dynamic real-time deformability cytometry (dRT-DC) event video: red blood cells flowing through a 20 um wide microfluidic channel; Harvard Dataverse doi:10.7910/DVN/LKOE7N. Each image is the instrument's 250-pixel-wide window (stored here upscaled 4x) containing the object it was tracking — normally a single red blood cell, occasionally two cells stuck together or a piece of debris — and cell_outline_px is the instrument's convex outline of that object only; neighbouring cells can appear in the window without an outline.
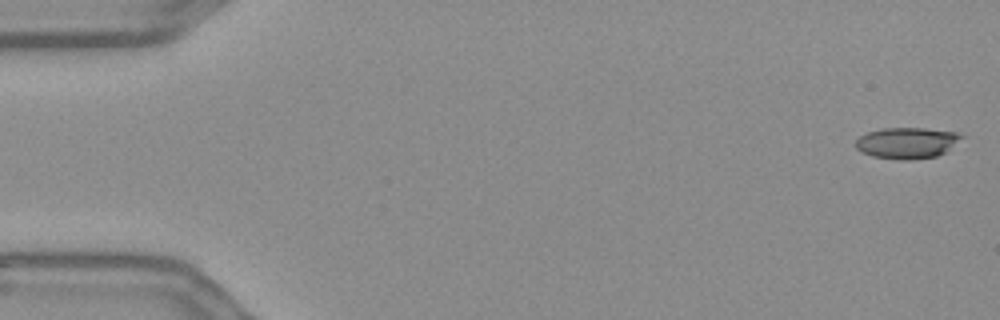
{"species": "Egyptian fruit bat (a non-hibernating species)", "species_latin": "Rousettus aegyptiacus", "temperature_condition": "warm", "stored_images_in_passage": 55, "camera_frame_rate_fps": 3000, "um_per_image_px": 0.085, "frame": {"image": 1, "passage_image": 1, "time_ms": 0.0, "image_size_px": [1000, 320], "cell_outline_px": [[968, 136], [948, 152], [936, 156], [912, 160], [900, 160], [872, 156], [860, 152], [856, 148], [856, 140], [860, 136], [868, 132], [880, 128], [924, 128], [960, 132]], "centroid_in_image_um": [77.19, 12.14], "position_along_channel_um": 7.8, "area_um2": 19.83}}
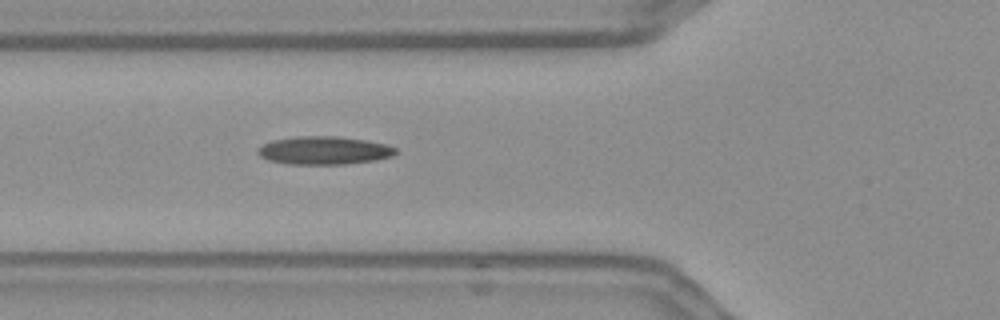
{"frame": {"image": 2, "passage_image": 20, "time_ms": 6.333, "image_size_px": [1000, 320], "cell_outline_px": [[400, 152], [392, 156], [376, 160], [344, 164], [288, 164], [268, 160], [260, 156], [256, 152], [256, 148], [260, 144], [272, 140], [296, 136], [336, 136], [364, 140], [384, 144], [396, 148]], "centroid_in_image_um": [27.5, 12.78], "position_along_channel_um": 98.3, "area_um2": 22.77}}
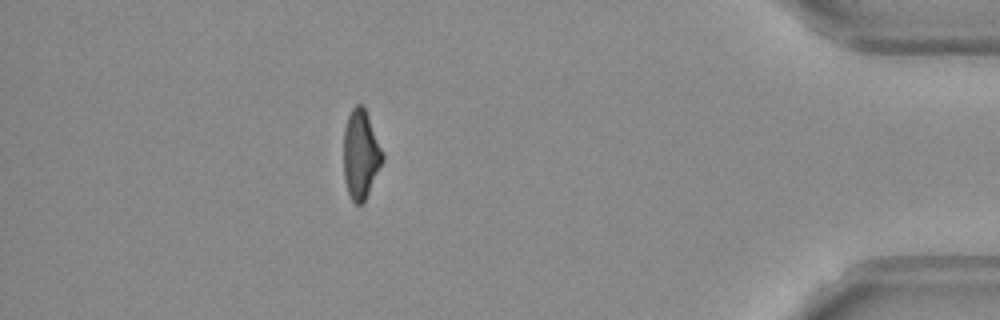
{"frame": {"image": 3, "passage_image": 49, "time_ms": 16.0, "image_size_px": [1000, 320], "cell_outline_px": [[384, 160], [364, 204], [356, 204], [352, 200], [348, 192], [344, 180], [344, 128], [348, 116], [352, 108], [356, 104], [364, 104], [384, 152]], "centroid_in_image_um": [30.69, 13.11], "position_along_channel_um": 404.5, "area_um2": 20.63}, "authors_computed_cell_mechanics": {"area_um2": 21.1548, "velocity_mm_per_s": 3.6639, "shape_relaxation_time_tau1_ms": null, "shape_relaxation_time_tau2_ms": 3.0376, "deformation_change_tau1": null, "deformation_change_tau2": 0.1375}}